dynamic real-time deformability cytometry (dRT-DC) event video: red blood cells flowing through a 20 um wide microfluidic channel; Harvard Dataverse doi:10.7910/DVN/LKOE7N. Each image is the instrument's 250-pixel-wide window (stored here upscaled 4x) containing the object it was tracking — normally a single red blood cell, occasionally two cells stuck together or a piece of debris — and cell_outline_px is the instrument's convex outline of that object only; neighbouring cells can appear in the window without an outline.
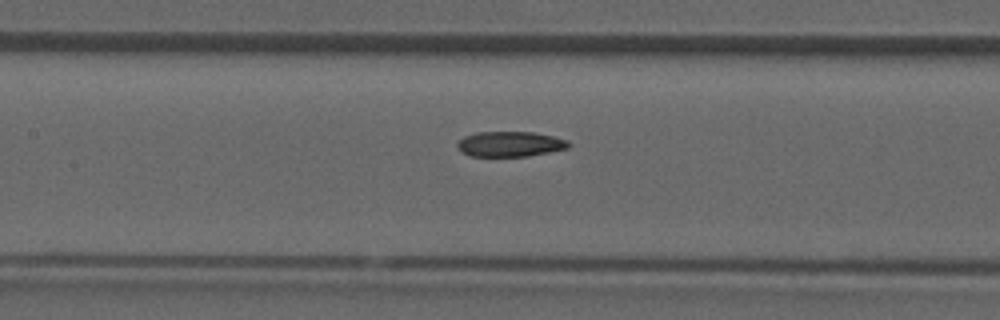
{"species": "common noctule bat (a hibernating species)", "species_latin": "Nyctalus noctula", "temperature_condition": "room temperature", "stored_images_in_passage": 43, "camera_frame_rate_fps": 3000, "um_per_image_px": 0.085, "animal": {"sex": "male", "forearm_length_mm": 52.5}, "frame": {"image": 1, "passage_image": 19, "time_ms": 6.0, "image_size_px": [1000, 320], "cell_outline_px": [[572, 144], [568, 148], [528, 156], [472, 156], [464, 152], [456, 144], [464, 136], [476, 132], [532, 132], [552, 136], [568, 140]], "centroid_in_image_um": [43.39, 12.24], "position_along_channel_um": 164.0, "area_um2": 16.18}}